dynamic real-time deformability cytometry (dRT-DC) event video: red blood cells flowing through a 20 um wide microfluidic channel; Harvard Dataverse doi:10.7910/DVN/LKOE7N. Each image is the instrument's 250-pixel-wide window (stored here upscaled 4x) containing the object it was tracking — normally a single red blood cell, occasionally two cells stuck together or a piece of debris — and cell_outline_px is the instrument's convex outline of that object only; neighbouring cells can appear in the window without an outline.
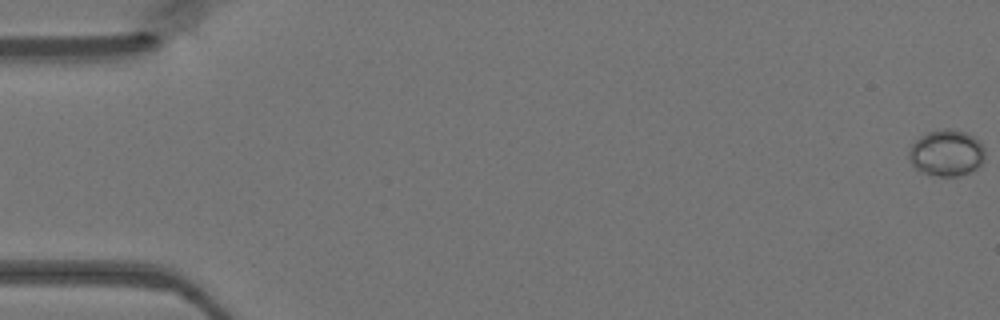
{"species": "Egyptian fruit bat (a non-hibernating species)", "species_latin": "Rousettus aegyptiacus", "temperature_condition": "warm", "stored_images_in_passage": 49, "camera_frame_rate_fps": 3000, "um_per_image_px": 0.085, "animal": {"sex": "female"}, "frame": {"image": 1, "passage_image": 1, "time_ms": 0.0, "image_size_px": [1000, 320], "cell_outline_px": [[984, 160], [976, 168], [968, 172], [956, 176], [936, 176], [920, 172], [908, 160], [908, 152], [912, 144], [920, 136], [928, 132], [944, 128], [948, 128], [964, 132], [980, 140], [984, 148]], "centroid_in_image_um": [80.43, 13.0], "position_along_channel_um": 4.6, "area_um2": 20.58}}
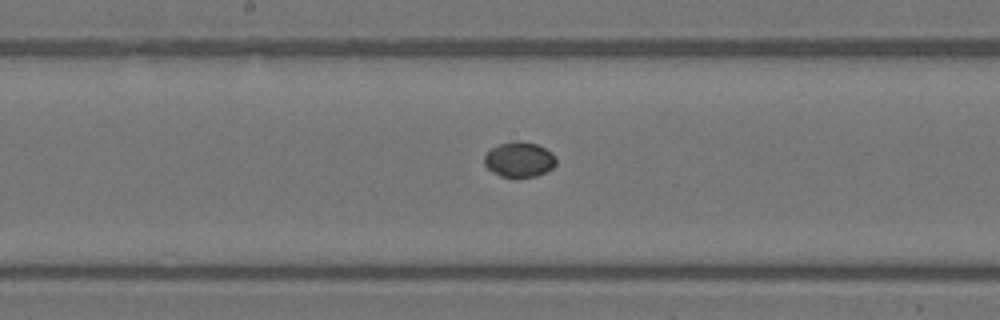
{"frame": {"image": 2, "passage_image": 26, "time_ms": 8.333, "image_size_px": [1000, 320], "cell_outline_px": [[556, 164], [552, 168], [536, 176], [500, 176], [492, 172], [484, 164], [484, 156], [492, 148], [500, 144], [516, 140], [520, 140], [536, 144], [552, 152], [556, 156]], "centroid_in_image_um": [44.14, 13.54], "position_along_channel_um": 204.1, "area_um2": 14.57}}
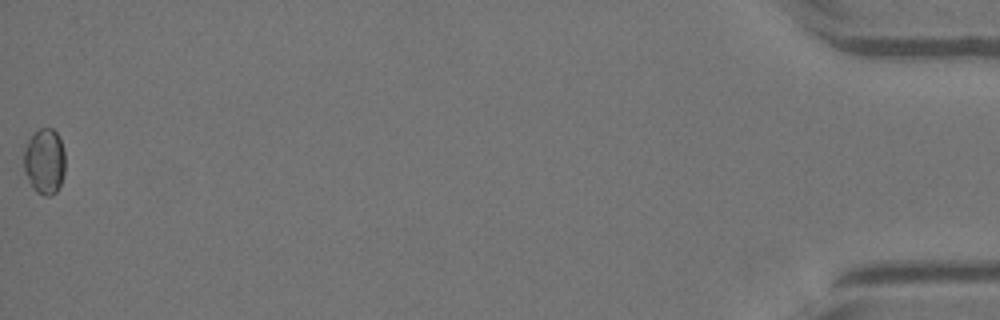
{"frame": {"image": 3, "passage_image": 49, "time_ms": 16.0, "image_size_px": [1000, 320], "cell_outline_px": [[64, 172], [60, 184], [56, 192], [48, 196], [44, 196], [36, 192], [32, 188], [24, 172], [24, 152], [28, 140], [40, 128], [52, 128], [56, 132], [60, 140], [64, 152]], "centroid_in_image_um": [3.77, 13.74], "position_along_channel_um": 431.4, "area_um2": 15.72}}